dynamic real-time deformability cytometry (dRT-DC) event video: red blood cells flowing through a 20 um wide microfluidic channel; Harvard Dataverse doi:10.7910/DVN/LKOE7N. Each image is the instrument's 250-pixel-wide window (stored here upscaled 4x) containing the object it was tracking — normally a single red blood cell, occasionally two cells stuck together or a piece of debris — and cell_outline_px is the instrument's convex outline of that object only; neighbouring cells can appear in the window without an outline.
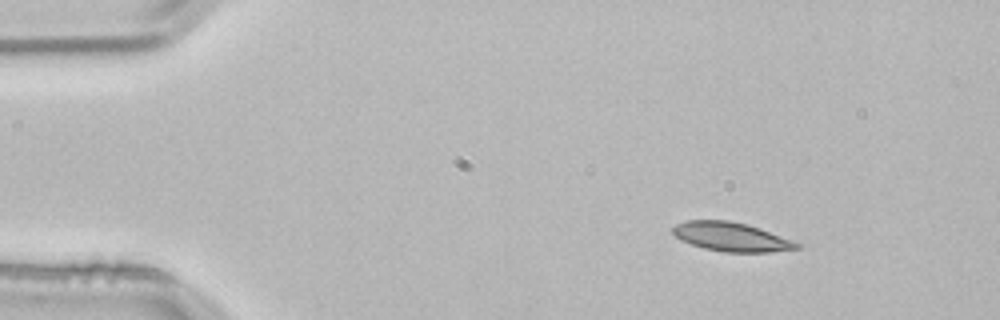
{"species": "common noctule bat (a hibernating species)", "species_latin": "Nyctalus noctula", "temperature_condition": "room temperature", "stored_images_in_passage": 3, "camera_frame_rate_fps": 3000, "um_per_image_px": 0.085, "animal": {"sex": "male", "body_mass_g": 21.5, "forearm_length_mm": 52.0}, "frame": {"image": 1, "passage_image": 1, "time_ms": 0.0, "image_size_px": [1000, 320], "cell_outline_px": [[800, 248], [768, 252], [724, 252], [704, 248], [692, 244], [676, 236], [672, 232], [672, 228], [676, 224], [684, 220], [728, 220], [748, 224], [760, 228], [792, 240], [800, 244]], "centroid_in_image_um": [62.16, 20.12], "position_along_channel_um": 22.8, "area_um2": 20.81}}
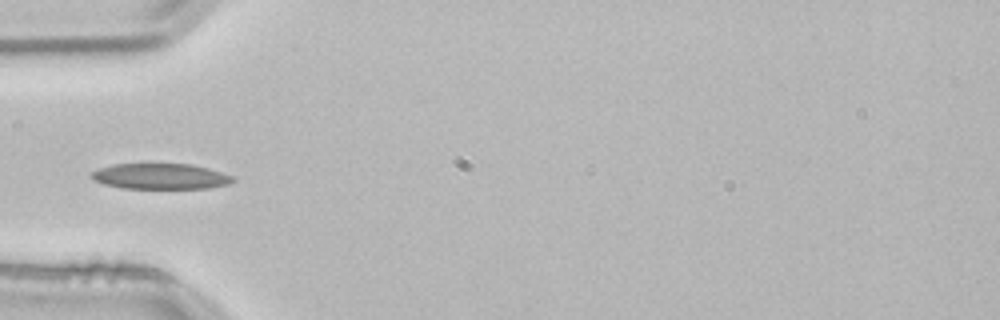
{"frame": {"image": 2, "passage_image": 3, "time_ms": 0.667, "image_size_px": [1000, 320], "cell_outline_px": [[236, 180], [228, 184], [208, 188], [120, 188], [104, 184], [88, 176], [92, 172], [100, 168], [112, 164], [192, 164], [208, 168], [232, 176]], "centroid_in_image_um": [13.63, 14.99], "position_along_channel_um": 71.4, "area_um2": 21.04}}